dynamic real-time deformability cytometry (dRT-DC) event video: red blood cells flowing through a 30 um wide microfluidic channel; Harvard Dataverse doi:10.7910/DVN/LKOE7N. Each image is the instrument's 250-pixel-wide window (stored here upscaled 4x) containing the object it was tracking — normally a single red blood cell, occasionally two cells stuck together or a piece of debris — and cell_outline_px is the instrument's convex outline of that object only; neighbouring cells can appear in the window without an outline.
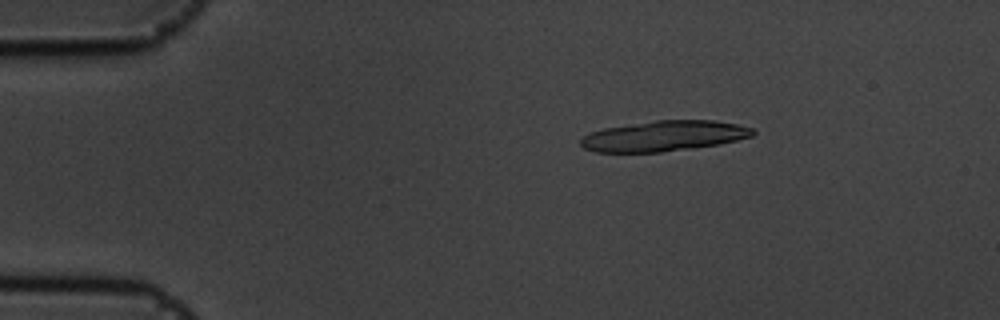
{"species": "common noctule bat (a hibernating species)", "species_latin": "Nyctalus noctula", "temperature_condition": "cold", "stored_images_in_passage": 19, "camera_frame_rate_fps": 3000, "um_per_image_px": 0.085, "animal": {"sex": "male", "body_mass_g": 19.5, "forearm_length_mm": 54.6}, "frame": {"image": 1, "passage_image": 9, "time_ms": 2.667, "image_size_px": [1000, 320], "cell_outline_px": [[756, 132], [752, 136], [720, 144], [692, 148], [660, 152], [596, 152], [584, 148], [580, 144], [580, 140], [584, 136], [592, 132], [604, 128], [656, 120], [712, 120], [736, 124], [752, 128]], "centroid_in_image_um": [56.44, 11.56], "position_along_channel_um": 28.6, "area_um2": 30.35}}